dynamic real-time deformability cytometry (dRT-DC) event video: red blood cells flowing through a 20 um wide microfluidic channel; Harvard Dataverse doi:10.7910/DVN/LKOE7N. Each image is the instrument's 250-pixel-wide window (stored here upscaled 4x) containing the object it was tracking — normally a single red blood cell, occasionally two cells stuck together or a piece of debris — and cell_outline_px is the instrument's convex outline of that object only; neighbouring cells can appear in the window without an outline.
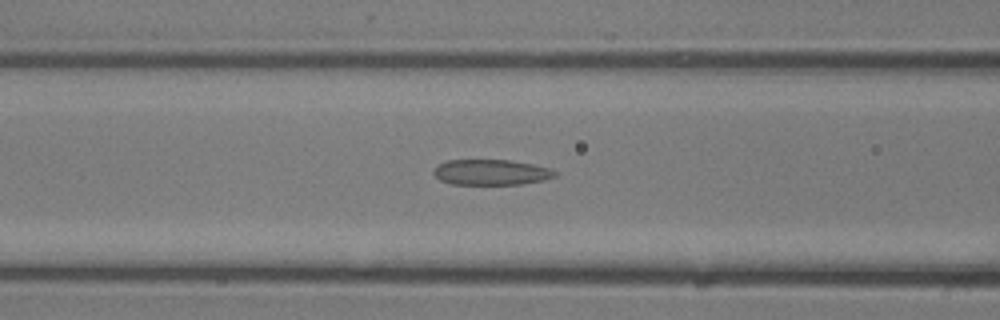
{"species": "common noctule bat (a hibernating species)", "species_latin": "Nyctalus noctula", "temperature_condition": "room temperature", "stored_images_in_passage": 27, "camera_frame_rate_fps": 3000, "um_per_image_px": 0.085, "animal": {"sex": "male", "body_mass_g": 13.3}, "frame": {"image": 1, "passage_image": 11, "time_ms": 3.333, "image_size_px": [1000, 320], "cell_outline_px": [[556, 176], [544, 180], [520, 184], [452, 184], [440, 180], [432, 172], [440, 164], [448, 160], [508, 160], [532, 164], [548, 168], [556, 172]], "centroid_in_image_um": [41.74, 14.64], "position_along_channel_um": 124.9, "area_um2": 17.8}}
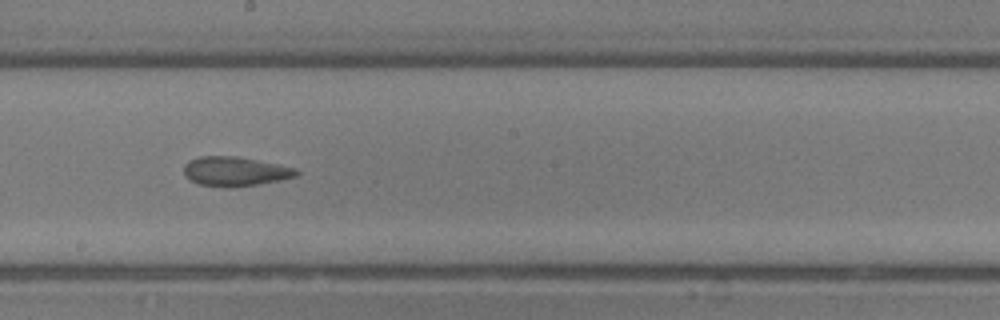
{"frame": {"image": 2, "passage_image": 16, "time_ms": 5.0, "image_size_px": [1000, 320], "cell_outline_px": [[300, 172], [296, 176], [280, 180], [260, 184], [232, 188], [224, 188], [196, 184], [184, 176], [184, 164], [188, 160], [200, 156], [236, 156], [296, 168]], "centroid_in_image_um": [19.93, 14.59], "position_along_channel_um": 228.3, "area_um2": 19.54}}
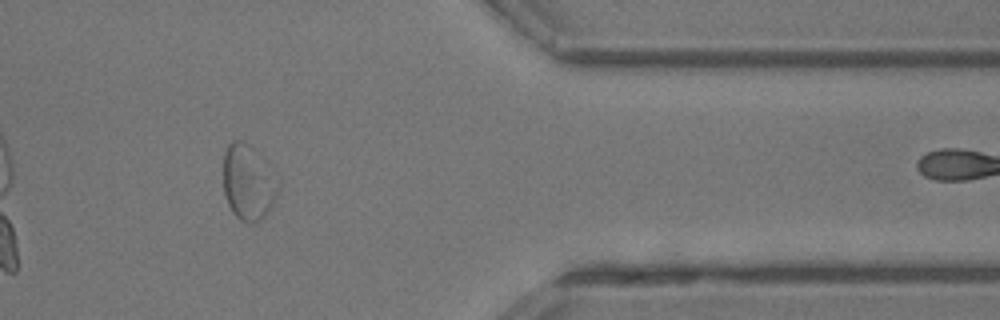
{"frame": {"image": 3, "passage_image": 25, "time_ms": 8.0, "image_size_px": [1000, 320], "cell_outline_px": [[280, 188], [272, 204], [260, 224], [248, 224], [240, 220], [232, 212], [228, 204], [224, 192], [224, 152], [228, 144], [232, 140], [244, 140], [264, 156], [280, 180]], "centroid_in_image_um": [21.14, 15.49], "position_along_channel_um": 390.3, "area_um2": 25.03}}